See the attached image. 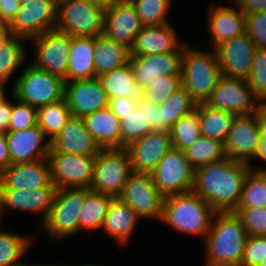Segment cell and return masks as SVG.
I'll return each instance as SVG.
<instances>
[{"mask_svg": "<svg viewBox=\"0 0 266 266\" xmlns=\"http://www.w3.org/2000/svg\"><path fill=\"white\" fill-rule=\"evenodd\" d=\"M249 163L225 157L195 169L192 191L217 212L234 211L240 201Z\"/></svg>", "mask_w": 266, "mask_h": 266, "instance_id": "obj_1", "label": "cell"}, {"mask_svg": "<svg viewBox=\"0 0 266 266\" xmlns=\"http://www.w3.org/2000/svg\"><path fill=\"white\" fill-rule=\"evenodd\" d=\"M205 240V266H240L248 237L235 212H216Z\"/></svg>", "mask_w": 266, "mask_h": 266, "instance_id": "obj_2", "label": "cell"}, {"mask_svg": "<svg viewBox=\"0 0 266 266\" xmlns=\"http://www.w3.org/2000/svg\"><path fill=\"white\" fill-rule=\"evenodd\" d=\"M217 211L193 191L164 197L160 222L181 233L205 236Z\"/></svg>", "mask_w": 266, "mask_h": 266, "instance_id": "obj_3", "label": "cell"}, {"mask_svg": "<svg viewBox=\"0 0 266 266\" xmlns=\"http://www.w3.org/2000/svg\"><path fill=\"white\" fill-rule=\"evenodd\" d=\"M221 76L219 60L214 49L211 53L201 52L185 44L181 81L196 104L205 103L209 99Z\"/></svg>", "mask_w": 266, "mask_h": 266, "instance_id": "obj_4", "label": "cell"}, {"mask_svg": "<svg viewBox=\"0 0 266 266\" xmlns=\"http://www.w3.org/2000/svg\"><path fill=\"white\" fill-rule=\"evenodd\" d=\"M105 10L90 0H57L56 30L72 37H95L104 32Z\"/></svg>", "mask_w": 266, "mask_h": 266, "instance_id": "obj_5", "label": "cell"}, {"mask_svg": "<svg viewBox=\"0 0 266 266\" xmlns=\"http://www.w3.org/2000/svg\"><path fill=\"white\" fill-rule=\"evenodd\" d=\"M64 80L29 64L15 81L12 94L15 98L35 108L64 98Z\"/></svg>", "mask_w": 266, "mask_h": 266, "instance_id": "obj_6", "label": "cell"}, {"mask_svg": "<svg viewBox=\"0 0 266 266\" xmlns=\"http://www.w3.org/2000/svg\"><path fill=\"white\" fill-rule=\"evenodd\" d=\"M131 173L127 148H101L96 156L90 190L118 198Z\"/></svg>", "mask_w": 266, "mask_h": 266, "instance_id": "obj_7", "label": "cell"}, {"mask_svg": "<svg viewBox=\"0 0 266 266\" xmlns=\"http://www.w3.org/2000/svg\"><path fill=\"white\" fill-rule=\"evenodd\" d=\"M84 199L85 188L56 189L49 214L43 222L46 232L56 239L78 232Z\"/></svg>", "mask_w": 266, "mask_h": 266, "instance_id": "obj_8", "label": "cell"}, {"mask_svg": "<svg viewBox=\"0 0 266 266\" xmlns=\"http://www.w3.org/2000/svg\"><path fill=\"white\" fill-rule=\"evenodd\" d=\"M195 168L185 157L184 151L172 148L151 172L159 192L164 196L192 191Z\"/></svg>", "mask_w": 266, "mask_h": 266, "instance_id": "obj_9", "label": "cell"}, {"mask_svg": "<svg viewBox=\"0 0 266 266\" xmlns=\"http://www.w3.org/2000/svg\"><path fill=\"white\" fill-rule=\"evenodd\" d=\"M47 159L52 183L56 189L75 187L90 189L96 156L63 154L51 147Z\"/></svg>", "mask_w": 266, "mask_h": 266, "instance_id": "obj_10", "label": "cell"}, {"mask_svg": "<svg viewBox=\"0 0 266 266\" xmlns=\"http://www.w3.org/2000/svg\"><path fill=\"white\" fill-rule=\"evenodd\" d=\"M57 23V0H34L21 4L7 24L9 33L31 39L54 30Z\"/></svg>", "mask_w": 266, "mask_h": 266, "instance_id": "obj_11", "label": "cell"}, {"mask_svg": "<svg viewBox=\"0 0 266 266\" xmlns=\"http://www.w3.org/2000/svg\"><path fill=\"white\" fill-rule=\"evenodd\" d=\"M139 217L161 220L164 196L155 186L150 173L132 172L118 197Z\"/></svg>", "mask_w": 266, "mask_h": 266, "instance_id": "obj_12", "label": "cell"}, {"mask_svg": "<svg viewBox=\"0 0 266 266\" xmlns=\"http://www.w3.org/2000/svg\"><path fill=\"white\" fill-rule=\"evenodd\" d=\"M35 47L34 67L66 80L72 36L59 30H51L31 38Z\"/></svg>", "mask_w": 266, "mask_h": 266, "instance_id": "obj_13", "label": "cell"}, {"mask_svg": "<svg viewBox=\"0 0 266 266\" xmlns=\"http://www.w3.org/2000/svg\"><path fill=\"white\" fill-rule=\"evenodd\" d=\"M253 100L259 101L246 79L222 75L205 104L236 115H250L255 113L258 106Z\"/></svg>", "mask_w": 266, "mask_h": 266, "instance_id": "obj_14", "label": "cell"}, {"mask_svg": "<svg viewBox=\"0 0 266 266\" xmlns=\"http://www.w3.org/2000/svg\"><path fill=\"white\" fill-rule=\"evenodd\" d=\"M261 130L257 116L236 115L224 142L225 156L236 161L249 163L259 146Z\"/></svg>", "mask_w": 266, "mask_h": 266, "instance_id": "obj_15", "label": "cell"}, {"mask_svg": "<svg viewBox=\"0 0 266 266\" xmlns=\"http://www.w3.org/2000/svg\"><path fill=\"white\" fill-rule=\"evenodd\" d=\"M214 50L222 75L248 79L256 46L247 33L221 42Z\"/></svg>", "mask_w": 266, "mask_h": 266, "instance_id": "obj_16", "label": "cell"}, {"mask_svg": "<svg viewBox=\"0 0 266 266\" xmlns=\"http://www.w3.org/2000/svg\"><path fill=\"white\" fill-rule=\"evenodd\" d=\"M184 50L183 43L177 51L131 56L130 64L138 87L144 90L159 76L181 75Z\"/></svg>", "mask_w": 266, "mask_h": 266, "instance_id": "obj_17", "label": "cell"}, {"mask_svg": "<svg viewBox=\"0 0 266 266\" xmlns=\"http://www.w3.org/2000/svg\"><path fill=\"white\" fill-rule=\"evenodd\" d=\"M64 98L72 116L84 117L108 107L109 98L98 77L66 82Z\"/></svg>", "mask_w": 266, "mask_h": 266, "instance_id": "obj_18", "label": "cell"}, {"mask_svg": "<svg viewBox=\"0 0 266 266\" xmlns=\"http://www.w3.org/2000/svg\"><path fill=\"white\" fill-rule=\"evenodd\" d=\"M172 148L170 132L150 131L127 147L132 172L151 174Z\"/></svg>", "mask_w": 266, "mask_h": 266, "instance_id": "obj_19", "label": "cell"}, {"mask_svg": "<svg viewBox=\"0 0 266 266\" xmlns=\"http://www.w3.org/2000/svg\"><path fill=\"white\" fill-rule=\"evenodd\" d=\"M48 185L54 184L47 158L34 162L11 164L0 173V188L31 191Z\"/></svg>", "mask_w": 266, "mask_h": 266, "instance_id": "obj_20", "label": "cell"}, {"mask_svg": "<svg viewBox=\"0 0 266 266\" xmlns=\"http://www.w3.org/2000/svg\"><path fill=\"white\" fill-rule=\"evenodd\" d=\"M142 27L131 1H121L105 10L103 34L129 49Z\"/></svg>", "mask_w": 266, "mask_h": 266, "instance_id": "obj_21", "label": "cell"}, {"mask_svg": "<svg viewBox=\"0 0 266 266\" xmlns=\"http://www.w3.org/2000/svg\"><path fill=\"white\" fill-rule=\"evenodd\" d=\"M6 141L11 156V164L39 161L47 158L51 142L38 125L25 130L8 131Z\"/></svg>", "mask_w": 266, "mask_h": 266, "instance_id": "obj_22", "label": "cell"}, {"mask_svg": "<svg viewBox=\"0 0 266 266\" xmlns=\"http://www.w3.org/2000/svg\"><path fill=\"white\" fill-rule=\"evenodd\" d=\"M51 147L59 153L80 156H97L101 147L86 129L82 117L71 116Z\"/></svg>", "mask_w": 266, "mask_h": 266, "instance_id": "obj_23", "label": "cell"}, {"mask_svg": "<svg viewBox=\"0 0 266 266\" xmlns=\"http://www.w3.org/2000/svg\"><path fill=\"white\" fill-rule=\"evenodd\" d=\"M56 191L55 185L36 190L23 191L15 188H0L1 206L17 210L42 213L43 222L47 218Z\"/></svg>", "mask_w": 266, "mask_h": 266, "instance_id": "obj_24", "label": "cell"}, {"mask_svg": "<svg viewBox=\"0 0 266 266\" xmlns=\"http://www.w3.org/2000/svg\"><path fill=\"white\" fill-rule=\"evenodd\" d=\"M177 40V34L169 23L143 26L130 48V57L177 51L182 46Z\"/></svg>", "mask_w": 266, "mask_h": 266, "instance_id": "obj_25", "label": "cell"}, {"mask_svg": "<svg viewBox=\"0 0 266 266\" xmlns=\"http://www.w3.org/2000/svg\"><path fill=\"white\" fill-rule=\"evenodd\" d=\"M208 13V31L213 49L221 42L246 33L245 15L238 8L211 6Z\"/></svg>", "mask_w": 266, "mask_h": 266, "instance_id": "obj_26", "label": "cell"}, {"mask_svg": "<svg viewBox=\"0 0 266 266\" xmlns=\"http://www.w3.org/2000/svg\"><path fill=\"white\" fill-rule=\"evenodd\" d=\"M83 121L101 148H121L120 119L108 107L84 116Z\"/></svg>", "mask_w": 266, "mask_h": 266, "instance_id": "obj_27", "label": "cell"}, {"mask_svg": "<svg viewBox=\"0 0 266 266\" xmlns=\"http://www.w3.org/2000/svg\"><path fill=\"white\" fill-rule=\"evenodd\" d=\"M94 49L95 37H72L65 83L95 77Z\"/></svg>", "mask_w": 266, "mask_h": 266, "instance_id": "obj_28", "label": "cell"}, {"mask_svg": "<svg viewBox=\"0 0 266 266\" xmlns=\"http://www.w3.org/2000/svg\"><path fill=\"white\" fill-rule=\"evenodd\" d=\"M138 218V214L129 205L119 198H113L101 228L123 245L135 229Z\"/></svg>", "mask_w": 266, "mask_h": 266, "instance_id": "obj_29", "label": "cell"}, {"mask_svg": "<svg viewBox=\"0 0 266 266\" xmlns=\"http://www.w3.org/2000/svg\"><path fill=\"white\" fill-rule=\"evenodd\" d=\"M95 77L122 67L130 62V49L101 34L95 36Z\"/></svg>", "mask_w": 266, "mask_h": 266, "instance_id": "obj_30", "label": "cell"}, {"mask_svg": "<svg viewBox=\"0 0 266 266\" xmlns=\"http://www.w3.org/2000/svg\"><path fill=\"white\" fill-rule=\"evenodd\" d=\"M98 79L109 99L127 97L137 102L143 99V90L136 83L130 62L100 75Z\"/></svg>", "mask_w": 266, "mask_h": 266, "instance_id": "obj_31", "label": "cell"}, {"mask_svg": "<svg viewBox=\"0 0 266 266\" xmlns=\"http://www.w3.org/2000/svg\"><path fill=\"white\" fill-rule=\"evenodd\" d=\"M195 111L198 114L201 135L224 143L236 114L211 108L205 103L197 104Z\"/></svg>", "mask_w": 266, "mask_h": 266, "instance_id": "obj_32", "label": "cell"}, {"mask_svg": "<svg viewBox=\"0 0 266 266\" xmlns=\"http://www.w3.org/2000/svg\"><path fill=\"white\" fill-rule=\"evenodd\" d=\"M113 197L85 188V199L79 214V231L102 227Z\"/></svg>", "mask_w": 266, "mask_h": 266, "instance_id": "obj_33", "label": "cell"}, {"mask_svg": "<svg viewBox=\"0 0 266 266\" xmlns=\"http://www.w3.org/2000/svg\"><path fill=\"white\" fill-rule=\"evenodd\" d=\"M71 113L65 98L37 108V125L53 141L65 126Z\"/></svg>", "mask_w": 266, "mask_h": 266, "instance_id": "obj_34", "label": "cell"}, {"mask_svg": "<svg viewBox=\"0 0 266 266\" xmlns=\"http://www.w3.org/2000/svg\"><path fill=\"white\" fill-rule=\"evenodd\" d=\"M196 105L190 94L181 85L164 103L158 105L159 111H161L162 125L170 132L175 122L179 118L192 113Z\"/></svg>", "mask_w": 266, "mask_h": 266, "instance_id": "obj_35", "label": "cell"}, {"mask_svg": "<svg viewBox=\"0 0 266 266\" xmlns=\"http://www.w3.org/2000/svg\"><path fill=\"white\" fill-rule=\"evenodd\" d=\"M121 148H127L132 142L150 132L149 122L146 121V101L140 100L137 106L124 115L120 120Z\"/></svg>", "mask_w": 266, "mask_h": 266, "instance_id": "obj_36", "label": "cell"}, {"mask_svg": "<svg viewBox=\"0 0 266 266\" xmlns=\"http://www.w3.org/2000/svg\"><path fill=\"white\" fill-rule=\"evenodd\" d=\"M183 151L195 169L226 157L223 142L202 135Z\"/></svg>", "mask_w": 266, "mask_h": 266, "instance_id": "obj_37", "label": "cell"}, {"mask_svg": "<svg viewBox=\"0 0 266 266\" xmlns=\"http://www.w3.org/2000/svg\"><path fill=\"white\" fill-rule=\"evenodd\" d=\"M22 40L25 38L9 34L0 44V79L5 82L25 60Z\"/></svg>", "mask_w": 266, "mask_h": 266, "instance_id": "obj_38", "label": "cell"}, {"mask_svg": "<svg viewBox=\"0 0 266 266\" xmlns=\"http://www.w3.org/2000/svg\"><path fill=\"white\" fill-rule=\"evenodd\" d=\"M266 208V173L251 169L244 181L237 208Z\"/></svg>", "mask_w": 266, "mask_h": 266, "instance_id": "obj_39", "label": "cell"}, {"mask_svg": "<svg viewBox=\"0 0 266 266\" xmlns=\"http://www.w3.org/2000/svg\"><path fill=\"white\" fill-rule=\"evenodd\" d=\"M30 236L21 237L9 231H0V266H19L20 258L31 244Z\"/></svg>", "mask_w": 266, "mask_h": 266, "instance_id": "obj_40", "label": "cell"}, {"mask_svg": "<svg viewBox=\"0 0 266 266\" xmlns=\"http://www.w3.org/2000/svg\"><path fill=\"white\" fill-rule=\"evenodd\" d=\"M170 135L173 148L183 151L191 146L201 136L197 112L194 110L189 115L179 118L171 127Z\"/></svg>", "mask_w": 266, "mask_h": 266, "instance_id": "obj_41", "label": "cell"}, {"mask_svg": "<svg viewBox=\"0 0 266 266\" xmlns=\"http://www.w3.org/2000/svg\"><path fill=\"white\" fill-rule=\"evenodd\" d=\"M170 0H131L143 26L168 23L166 20Z\"/></svg>", "mask_w": 266, "mask_h": 266, "instance_id": "obj_42", "label": "cell"}, {"mask_svg": "<svg viewBox=\"0 0 266 266\" xmlns=\"http://www.w3.org/2000/svg\"><path fill=\"white\" fill-rule=\"evenodd\" d=\"M181 85V75L156 77L153 83L143 90V100L154 105H160Z\"/></svg>", "mask_w": 266, "mask_h": 266, "instance_id": "obj_43", "label": "cell"}, {"mask_svg": "<svg viewBox=\"0 0 266 266\" xmlns=\"http://www.w3.org/2000/svg\"><path fill=\"white\" fill-rule=\"evenodd\" d=\"M254 95L260 100H266V49L256 48L251 73L247 79Z\"/></svg>", "mask_w": 266, "mask_h": 266, "instance_id": "obj_44", "label": "cell"}, {"mask_svg": "<svg viewBox=\"0 0 266 266\" xmlns=\"http://www.w3.org/2000/svg\"><path fill=\"white\" fill-rule=\"evenodd\" d=\"M248 236H266V208H236Z\"/></svg>", "mask_w": 266, "mask_h": 266, "instance_id": "obj_45", "label": "cell"}, {"mask_svg": "<svg viewBox=\"0 0 266 266\" xmlns=\"http://www.w3.org/2000/svg\"><path fill=\"white\" fill-rule=\"evenodd\" d=\"M13 112L10 116L9 131L25 130L37 125V108L23 103L15 98Z\"/></svg>", "mask_w": 266, "mask_h": 266, "instance_id": "obj_46", "label": "cell"}, {"mask_svg": "<svg viewBox=\"0 0 266 266\" xmlns=\"http://www.w3.org/2000/svg\"><path fill=\"white\" fill-rule=\"evenodd\" d=\"M266 256V236H248L240 266H258Z\"/></svg>", "mask_w": 266, "mask_h": 266, "instance_id": "obj_47", "label": "cell"}, {"mask_svg": "<svg viewBox=\"0 0 266 266\" xmlns=\"http://www.w3.org/2000/svg\"><path fill=\"white\" fill-rule=\"evenodd\" d=\"M246 33L256 48L266 49V12L245 16Z\"/></svg>", "mask_w": 266, "mask_h": 266, "instance_id": "obj_48", "label": "cell"}, {"mask_svg": "<svg viewBox=\"0 0 266 266\" xmlns=\"http://www.w3.org/2000/svg\"><path fill=\"white\" fill-rule=\"evenodd\" d=\"M137 103L127 97H116L109 99L108 108L121 120L124 119V115L132 112Z\"/></svg>", "mask_w": 266, "mask_h": 266, "instance_id": "obj_49", "label": "cell"}, {"mask_svg": "<svg viewBox=\"0 0 266 266\" xmlns=\"http://www.w3.org/2000/svg\"><path fill=\"white\" fill-rule=\"evenodd\" d=\"M146 121L152 132H169L161 123V111L158 105L146 102Z\"/></svg>", "mask_w": 266, "mask_h": 266, "instance_id": "obj_50", "label": "cell"}, {"mask_svg": "<svg viewBox=\"0 0 266 266\" xmlns=\"http://www.w3.org/2000/svg\"><path fill=\"white\" fill-rule=\"evenodd\" d=\"M243 15L266 12V0H233Z\"/></svg>", "mask_w": 266, "mask_h": 266, "instance_id": "obj_51", "label": "cell"}, {"mask_svg": "<svg viewBox=\"0 0 266 266\" xmlns=\"http://www.w3.org/2000/svg\"><path fill=\"white\" fill-rule=\"evenodd\" d=\"M21 5L20 0H0V23L8 24Z\"/></svg>", "mask_w": 266, "mask_h": 266, "instance_id": "obj_52", "label": "cell"}, {"mask_svg": "<svg viewBox=\"0 0 266 266\" xmlns=\"http://www.w3.org/2000/svg\"><path fill=\"white\" fill-rule=\"evenodd\" d=\"M13 112V103L9 102L6 97L0 101V133L6 134L9 131L10 116Z\"/></svg>", "mask_w": 266, "mask_h": 266, "instance_id": "obj_53", "label": "cell"}, {"mask_svg": "<svg viewBox=\"0 0 266 266\" xmlns=\"http://www.w3.org/2000/svg\"><path fill=\"white\" fill-rule=\"evenodd\" d=\"M11 165V156L4 133H0V173Z\"/></svg>", "mask_w": 266, "mask_h": 266, "instance_id": "obj_54", "label": "cell"}, {"mask_svg": "<svg viewBox=\"0 0 266 266\" xmlns=\"http://www.w3.org/2000/svg\"><path fill=\"white\" fill-rule=\"evenodd\" d=\"M259 103L255 115L257 116L260 130L266 132V100H260Z\"/></svg>", "mask_w": 266, "mask_h": 266, "instance_id": "obj_55", "label": "cell"}, {"mask_svg": "<svg viewBox=\"0 0 266 266\" xmlns=\"http://www.w3.org/2000/svg\"><path fill=\"white\" fill-rule=\"evenodd\" d=\"M260 158L266 162V132L261 131L259 146L253 159Z\"/></svg>", "mask_w": 266, "mask_h": 266, "instance_id": "obj_56", "label": "cell"}, {"mask_svg": "<svg viewBox=\"0 0 266 266\" xmlns=\"http://www.w3.org/2000/svg\"><path fill=\"white\" fill-rule=\"evenodd\" d=\"M121 1L122 0H90L92 4L104 10L112 8L115 4H118Z\"/></svg>", "mask_w": 266, "mask_h": 266, "instance_id": "obj_57", "label": "cell"}, {"mask_svg": "<svg viewBox=\"0 0 266 266\" xmlns=\"http://www.w3.org/2000/svg\"><path fill=\"white\" fill-rule=\"evenodd\" d=\"M9 30L6 24L0 23V44L2 41L6 39V37L9 35Z\"/></svg>", "mask_w": 266, "mask_h": 266, "instance_id": "obj_58", "label": "cell"}, {"mask_svg": "<svg viewBox=\"0 0 266 266\" xmlns=\"http://www.w3.org/2000/svg\"><path fill=\"white\" fill-rule=\"evenodd\" d=\"M5 85H6V82L0 79V101L6 96L4 92Z\"/></svg>", "mask_w": 266, "mask_h": 266, "instance_id": "obj_59", "label": "cell"}, {"mask_svg": "<svg viewBox=\"0 0 266 266\" xmlns=\"http://www.w3.org/2000/svg\"><path fill=\"white\" fill-rule=\"evenodd\" d=\"M34 0H20V3L21 4H27V3H31L33 2Z\"/></svg>", "mask_w": 266, "mask_h": 266, "instance_id": "obj_60", "label": "cell"}, {"mask_svg": "<svg viewBox=\"0 0 266 266\" xmlns=\"http://www.w3.org/2000/svg\"><path fill=\"white\" fill-rule=\"evenodd\" d=\"M258 266H266V256H265V258L259 263Z\"/></svg>", "mask_w": 266, "mask_h": 266, "instance_id": "obj_61", "label": "cell"}, {"mask_svg": "<svg viewBox=\"0 0 266 266\" xmlns=\"http://www.w3.org/2000/svg\"><path fill=\"white\" fill-rule=\"evenodd\" d=\"M19 266H47V265H27L26 263L25 264H21V265H19ZM48 266H50V265H48Z\"/></svg>", "mask_w": 266, "mask_h": 266, "instance_id": "obj_62", "label": "cell"}, {"mask_svg": "<svg viewBox=\"0 0 266 266\" xmlns=\"http://www.w3.org/2000/svg\"><path fill=\"white\" fill-rule=\"evenodd\" d=\"M255 171H259V172H265L266 173V169H256Z\"/></svg>", "mask_w": 266, "mask_h": 266, "instance_id": "obj_63", "label": "cell"}, {"mask_svg": "<svg viewBox=\"0 0 266 266\" xmlns=\"http://www.w3.org/2000/svg\"><path fill=\"white\" fill-rule=\"evenodd\" d=\"M2 211H4V210H2L1 200H0V217L2 216V215H1V214L3 213Z\"/></svg>", "mask_w": 266, "mask_h": 266, "instance_id": "obj_64", "label": "cell"}, {"mask_svg": "<svg viewBox=\"0 0 266 266\" xmlns=\"http://www.w3.org/2000/svg\"><path fill=\"white\" fill-rule=\"evenodd\" d=\"M82 266H97V265L90 264V265H82Z\"/></svg>", "mask_w": 266, "mask_h": 266, "instance_id": "obj_65", "label": "cell"}]
</instances>
